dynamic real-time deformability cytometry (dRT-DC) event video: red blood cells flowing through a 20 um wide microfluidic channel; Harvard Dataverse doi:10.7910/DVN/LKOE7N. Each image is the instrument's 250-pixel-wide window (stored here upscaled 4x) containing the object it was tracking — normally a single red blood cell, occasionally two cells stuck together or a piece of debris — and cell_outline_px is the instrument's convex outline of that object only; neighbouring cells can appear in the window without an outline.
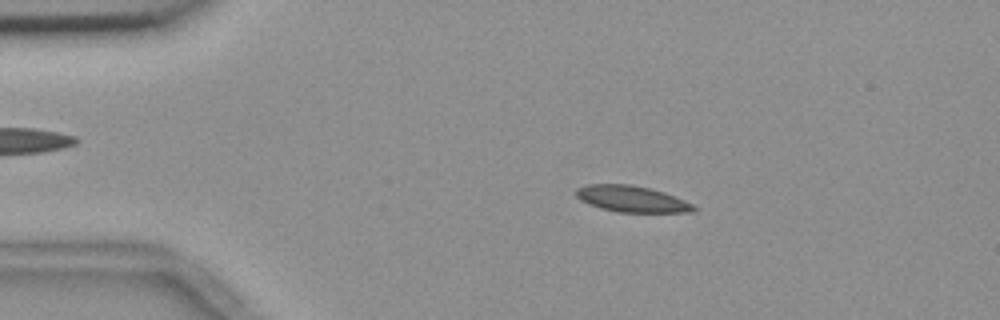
{"species": "common noctule bat (a hibernating species)", "species_latin": "Nyctalus noctula", "temperature_condition": "room temperature", "stored_images_in_passage": 55, "camera_frame_rate_fps": 3000, "um_per_image_px": 0.085, "animal": {"sex": "female", "body_mass_g": 18.4}, "frame": {"image": 1, "passage_image": 10, "time_ms": 3.0, "image_size_px": [1000, 320], "cell_outline_px": [[700, 208], [692, 212], [616, 212], [600, 208], [588, 204], [580, 200], [576, 196], [576, 188], [588, 184], [628, 184], [648, 188], [664, 192], [696, 204]], "centroid_in_image_um": [53.74, 16.92], "position_along_channel_um": 31.3, "area_um2": 18.21}}
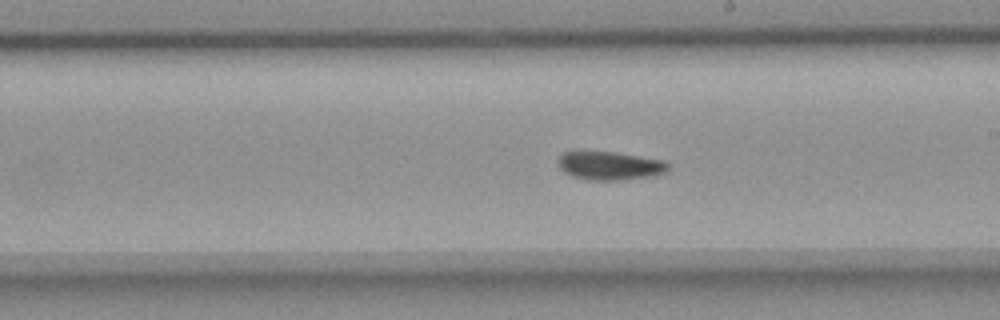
{"frame": {"image": 2, "passage_image": 31, "time_ms": 10.0, "image_size_px": [1000, 320], "cell_outline_px": [[672, 164], [664, 172], [648, 176], [624, 180], [588, 180], [572, 176], [564, 172], [556, 164], [556, 160], [564, 152], [580, 148], [616, 152], [664, 160]], "centroid_in_image_um": [51.74, 14.03], "position_along_channel_um": 237.3, "area_um2": 19.02}}
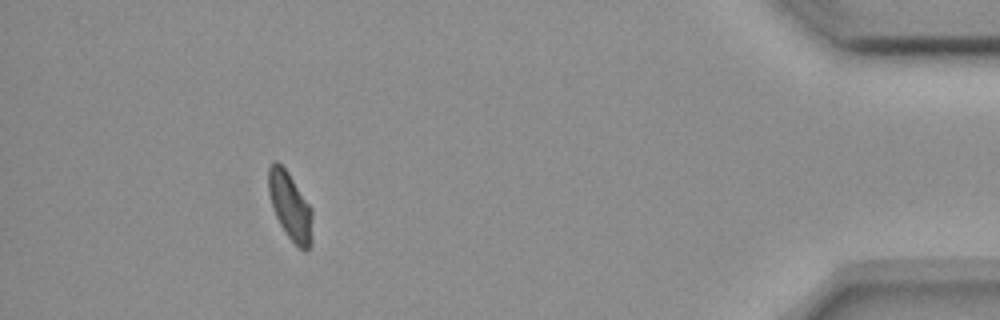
{"frame": {"image": 3, "passage_image": 50, "time_ms": 16.333, "image_size_px": [1000, 320], "cell_outline_px": [[312, 244], [304, 252], [288, 236], [280, 224], [272, 208], [268, 192], [268, 168], [272, 160], [276, 160], [288, 172], [312, 208]], "centroid_in_image_um": [24.66, 17.51], "position_along_channel_um": 410.5, "area_um2": 17.4}, "authors_computed_cell_mechanics": {"area_um2": 18.1492, "velocity_mm_per_s": 3.6541, "shape_relaxation_time_tau1_ms": 4.3975, "shape_relaxation_time_tau2_ms": 3.6769, "deformation_change_tau1": 0.116, "deformation_change_tau2": 0.0607}}